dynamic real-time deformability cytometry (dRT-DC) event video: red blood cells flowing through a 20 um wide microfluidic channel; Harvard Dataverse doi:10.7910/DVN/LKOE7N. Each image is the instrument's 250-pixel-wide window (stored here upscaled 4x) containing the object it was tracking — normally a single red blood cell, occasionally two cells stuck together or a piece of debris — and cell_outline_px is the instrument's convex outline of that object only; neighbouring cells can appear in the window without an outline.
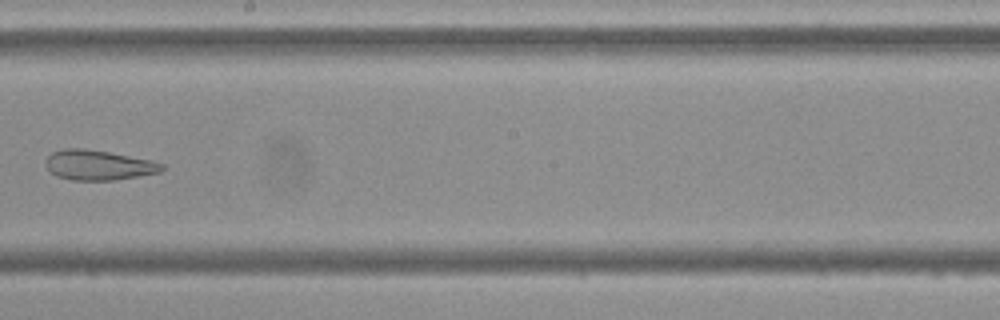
{"species": "Egyptian fruit bat (a non-hibernating species)", "species_latin": "Rousettus aegyptiacus", "temperature_condition": "cold", "stored_images_in_passage": 15, "camera_frame_rate_fps": 3000, "um_per_image_px": 0.085, "frame": {"image": 1, "passage_image": 9, "time_ms": 10.333, "image_size_px": [1000, 320], "cell_outline_px": [[164, 168], [160, 172], [140, 176], [112, 180], [72, 180], [56, 176], [44, 164], [48, 156], [52, 152], [64, 148], [84, 148], [108, 152], [152, 160], [164, 164]], "centroid_in_image_um": [8.37, 14.03], "position_along_channel_um": 239.8, "area_um2": 20.29}}
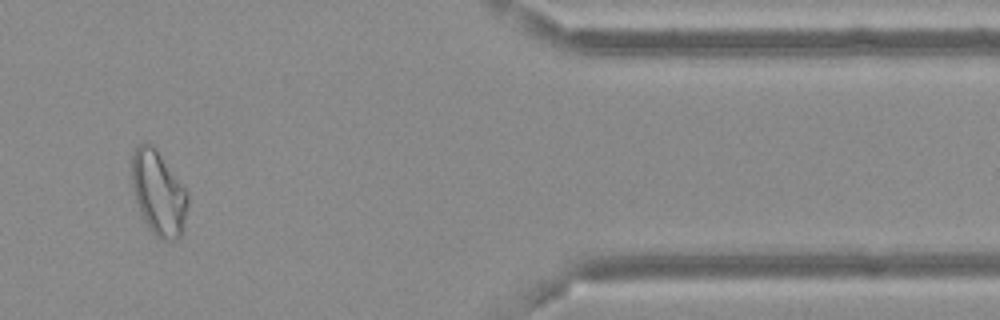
{"frame": {"image": 2, "passage_image": 13, "time_ms": 15.667, "image_size_px": [1000, 320], "cell_outline_px": [[188, 204], [180, 236], [176, 240], [160, 240], [148, 228], [144, 220], [136, 200], [132, 184], [132, 152], [136, 144], [148, 140], [152, 144], [188, 192]], "centroid_in_image_um": [13.45, 16.38], "position_along_channel_um": 397.9, "area_um2": 27.4}, "authors_computed_cell_mechanics": {"area_um2": 27.3972, "velocity_mm_per_s": 3.6479, "shape_relaxation_time_tau1_ms": null, "shape_relaxation_time_tau2_ms": 2.511, "deformation_change_tau1": null, "deformation_change_tau2": 0.1026}}